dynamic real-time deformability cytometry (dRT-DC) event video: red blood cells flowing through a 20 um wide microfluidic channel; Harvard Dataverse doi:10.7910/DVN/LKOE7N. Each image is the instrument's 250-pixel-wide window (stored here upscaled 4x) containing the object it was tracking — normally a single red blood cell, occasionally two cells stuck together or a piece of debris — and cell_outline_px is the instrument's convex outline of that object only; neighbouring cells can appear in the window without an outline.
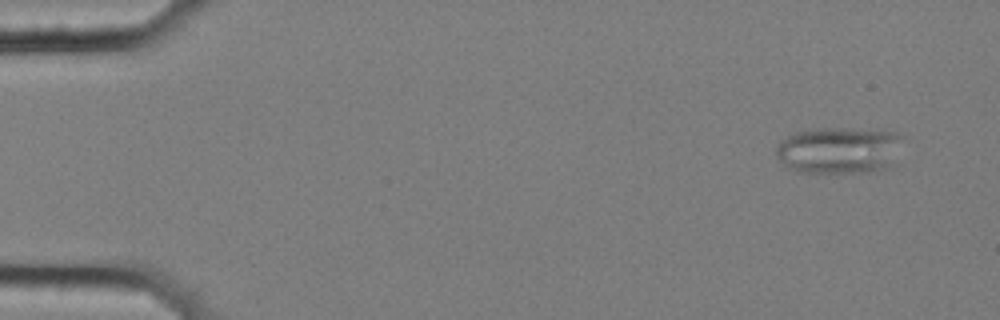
{"species": "common noctule bat (a hibernating species)", "species_latin": "Nyctalus noctula", "temperature_condition": "cold", "stored_images_in_passage": 56, "segment_of_instrument_passage": [1, 2], "camera_frame_rate_fps": 3000, "um_per_image_px": 0.085, "animal": {"sex": "female", "body_mass_g": 25.1}, "frame": {"image": 1, "passage_image": 3, "time_ms": 0.667, "image_size_px": [1000, 320], "cell_outline_px": [[908, 140], [896, 164], [884, 168], [868, 172], [796, 172], [788, 168], [776, 156], [776, 148], [780, 140], [796, 132], [816, 128], [848, 128], [896, 132], [904, 136]], "centroid_in_image_um": [71.44, 12.76], "position_along_channel_um": 13.6, "area_um2": 35.49}}